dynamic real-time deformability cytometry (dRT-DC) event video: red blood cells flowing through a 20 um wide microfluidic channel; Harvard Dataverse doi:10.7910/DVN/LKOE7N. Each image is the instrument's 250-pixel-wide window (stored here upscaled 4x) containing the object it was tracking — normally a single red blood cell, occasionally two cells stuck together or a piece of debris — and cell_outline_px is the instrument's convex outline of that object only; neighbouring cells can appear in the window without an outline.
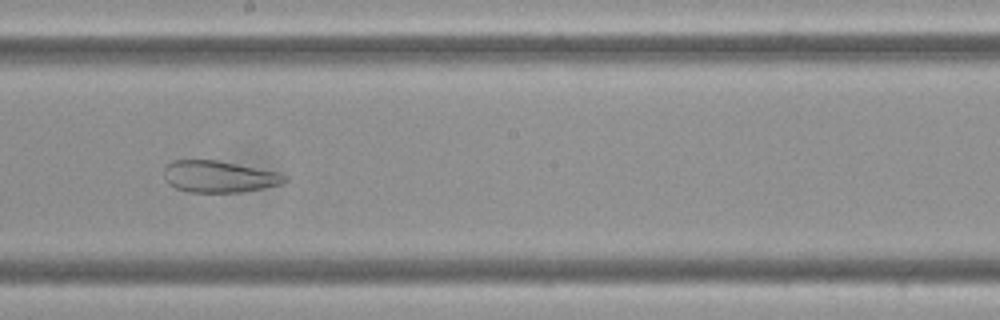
{"species": "Egyptian fruit bat (a non-hibernating species)", "species_latin": "Rousettus aegyptiacus", "temperature_condition": "cold", "stored_images_in_passage": 47, "camera_frame_rate_fps": 3000, "um_per_image_px": 0.085, "frame": {"image": 1, "passage_image": 22, "time_ms": 7.0, "image_size_px": [1000, 320], "cell_outline_px": [[288, 180], [280, 184], [264, 188], [240, 192], [188, 192], [176, 188], [168, 184], [164, 180], [164, 168], [172, 160], [216, 160], [280, 172], [288, 176]], "centroid_in_image_um": [18.62, 15.01], "position_along_channel_um": 229.6, "area_um2": 22.43}}
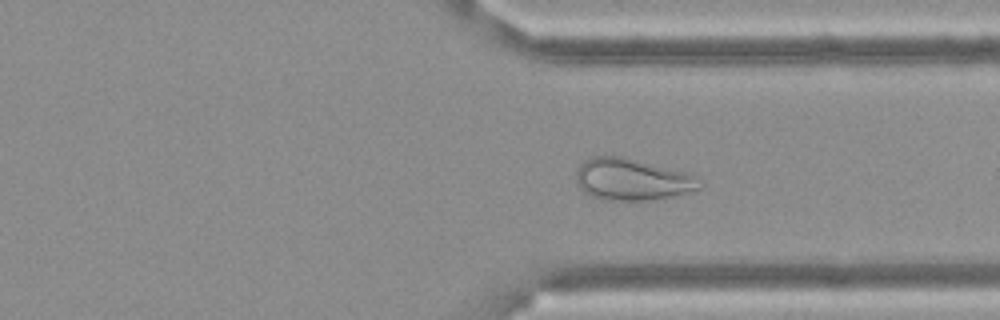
{"frame": {"image": 2, "passage_image": 33, "time_ms": 10.667, "image_size_px": [1000, 320], "cell_outline_px": [[704, 184], [700, 188], [688, 192], [672, 196], [652, 200], [604, 200], [588, 196], [580, 188], [576, 180], [576, 172], [580, 164], [584, 160], [592, 156], [624, 156], [688, 172]], "centroid_in_image_um": [53.71, 15.24], "position_along_channel_um": 357.7, "area_um2": 30.4}}
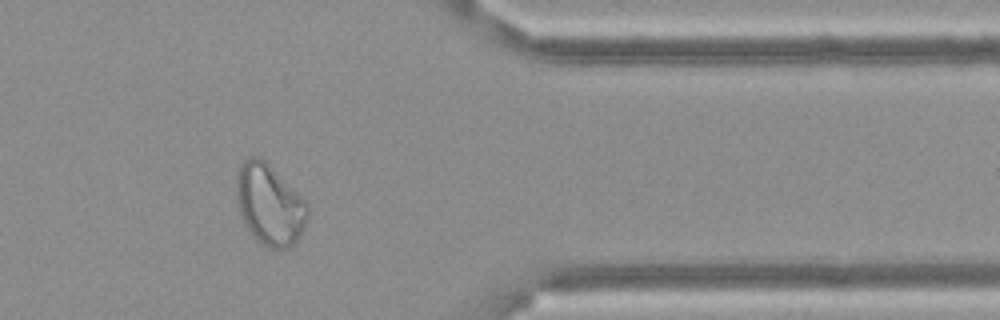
{"frame": {"image": 3, "passage_image": 37, "time_ms": 12.0, "image_size_px": [1000, 320], "cell_outline_px": [[308, 216], [304, 228], [300, 236], [288, 248], [268, 248], [260, 244], [248, 232], [244, 224], [236, 204], [236, 172], [244, 160], [248, 156], [260, 156], [308, 204]], "centroid_in_image_um": [22.86, 17.41], "position_along_channel_um": 388.5, "area_um2": 33.64}}